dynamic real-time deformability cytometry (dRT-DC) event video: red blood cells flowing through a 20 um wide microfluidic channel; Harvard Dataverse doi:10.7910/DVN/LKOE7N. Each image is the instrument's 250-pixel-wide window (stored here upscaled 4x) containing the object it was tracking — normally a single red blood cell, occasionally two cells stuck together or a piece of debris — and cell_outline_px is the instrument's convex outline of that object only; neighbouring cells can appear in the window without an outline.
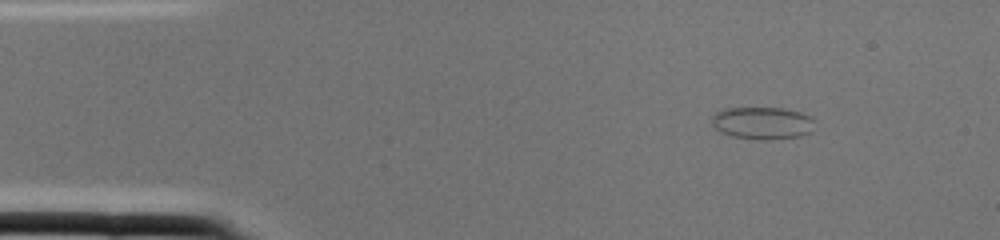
{"species": "common noctule bat (a hibernating species)", "species_latin": "Nyctalus noctula", "temperature_condition": "cold", "stored_images_in_passage": 1, "camera_frame_rate_fps": 3000, "um_per_image_px": 0.085, "animal": {"sex": "female", "body_mass_g": 22.0, "forearm_length_mm": 56.7}, "frame": {"image": 1, "passage_image": 1, "time_ms": 0.0, "image_size_px": [1000, 240], "cell_outline_px": [[816, 120], [812, 132], [800, 136], [772, 140], [760, 140], [732, 136], [720, 132], [712, 124], [712, 116], [716, 112], [724, 108], [784, 108], [800, 112], [812, 116]], "centroid_in_image_um": [64.85, 10.46], "position_along_channel_um": 20.1, "area_um2": 19.77}}